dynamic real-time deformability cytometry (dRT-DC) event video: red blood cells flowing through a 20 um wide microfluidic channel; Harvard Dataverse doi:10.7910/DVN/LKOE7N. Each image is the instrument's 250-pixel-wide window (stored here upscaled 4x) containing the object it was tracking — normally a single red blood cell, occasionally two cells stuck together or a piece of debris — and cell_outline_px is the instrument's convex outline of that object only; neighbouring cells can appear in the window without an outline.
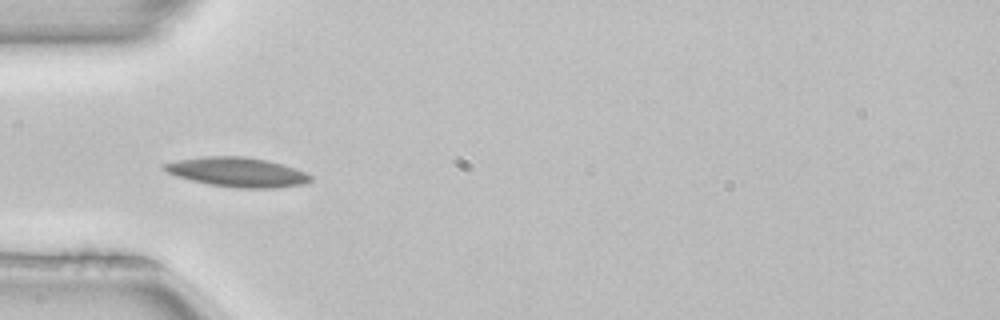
{"species": "common noctule bat (a hibernating species)", "species_latin": "Nyctalus noctula", "temperature_condition": "room temperature", "stored_images_in_passage": 3, "camera_frame_rate_fps": 3000, "um_per_image_px": 0.085, "animal": {"sex": "female", "body_mass_g": 22.7, "forearm_length_mm": 54.2}, "frame": {"image": 1, "passage_image": 3, "time_ms": 0.667, "image_size_px": [1000, 320], "cell_outline_px": [[312, 180], [304, 184], [276, 188], [240, 188], [208, 184], [176, 176], [160, 168], [160, 164], [176, 160], [204, 156], [244, 156], [284, 164], [296, 168], [312, 176]], "centroid_in_image_um": [20.15, 14.62], "position_along_channel_um": 64.9, "area_um2": 25.26}}